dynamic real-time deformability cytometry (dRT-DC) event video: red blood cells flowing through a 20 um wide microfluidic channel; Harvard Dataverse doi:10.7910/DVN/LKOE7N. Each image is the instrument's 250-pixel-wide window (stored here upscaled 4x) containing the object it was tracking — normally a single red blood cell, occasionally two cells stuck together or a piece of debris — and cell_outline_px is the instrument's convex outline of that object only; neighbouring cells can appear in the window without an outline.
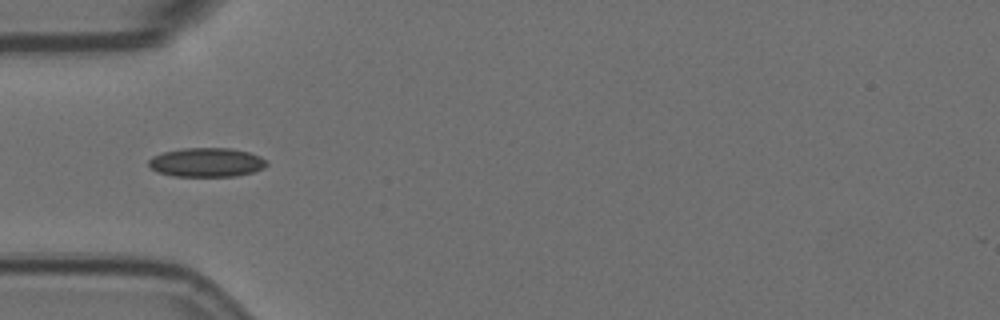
{"species": "Egyptian fruit bat (a non-hibernating species)", "species_latin": "Rousettus aegyptiacus", "temperature_condition": "room temperature", "stored_images_in_passage": 9, "camera_frame_rate_fps": 3000, "um_per_image_px": 0.085, "animal": {"sex": "female"}, "frame": {"image": 1, "passage_image": 4, "time_ms": 1.0, "image_size_px": [1000, 320], "cell_outline_px": [[268, 164], [264, 168], [252, 172], [236, 176], [172, 176], [156, 172], [148, 164], [148, 160], [152, 156], [164, 152], [184, 148], [232, 148], [248, 152], [260, 156], [268, 160]], "centroid_in_image_um": [17.57, 13.8], "position_along_channel_um": 67.4, "area_um2": 20.11}}
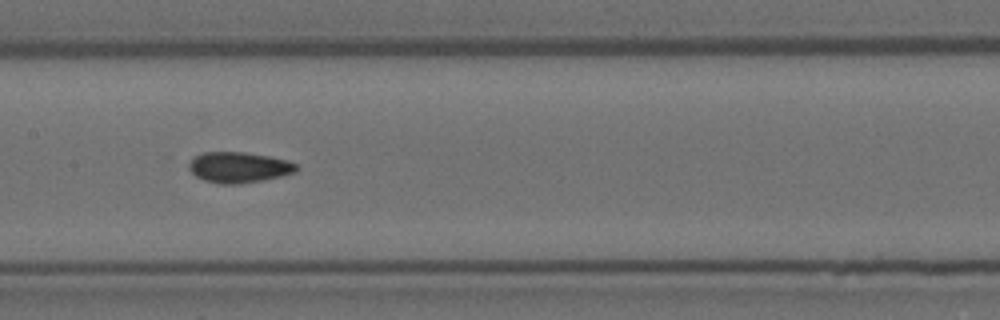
{"frame": {"image": 2, "passage_image": 7, "time_ms": 2.0, "image_size_px": [1000, 320], "cell_outline_px": [[300, 168], [296, 172], [264, 180], [236, 184], [220, 184], [204, 180], [196, 176], [188, 168], [188, 164], [196, 156], [204, 152], [244, 152], [268, 156], [288, 160], [296, 164]], "centroid_in_image_um": [20.32, 14.22], "position_along_channel_um": 187.1, "area_um2": 19.19}}
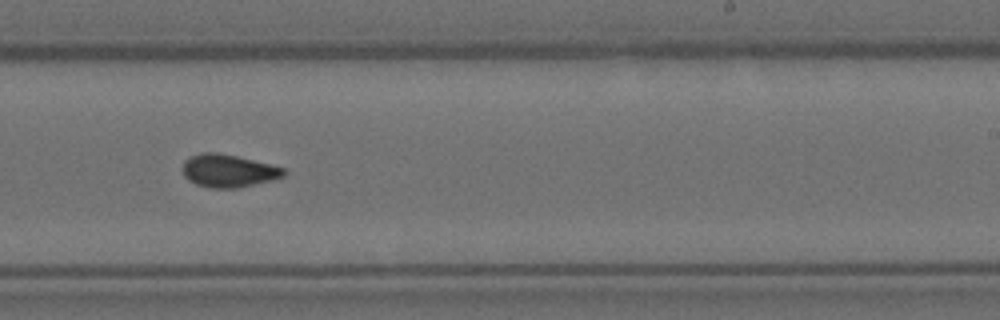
{"frame": {"image": 3, "passage_image": 9, "time_ms": 2.667, "image_size_px": [1000, 320], "cell_outline_px": [[288, 172], [284, 176], [272, 180], [236, 188], [208, 188], [196, 184], [188, 180], [184, 176], [184, 160], [192, 156], [204, 152], [216, 152], [236, 156], [284, 168]], "centroid_in_image_um": [19.41, 14.53], "position_along_channel_um": 269.6, "area_um2": 19.13}}